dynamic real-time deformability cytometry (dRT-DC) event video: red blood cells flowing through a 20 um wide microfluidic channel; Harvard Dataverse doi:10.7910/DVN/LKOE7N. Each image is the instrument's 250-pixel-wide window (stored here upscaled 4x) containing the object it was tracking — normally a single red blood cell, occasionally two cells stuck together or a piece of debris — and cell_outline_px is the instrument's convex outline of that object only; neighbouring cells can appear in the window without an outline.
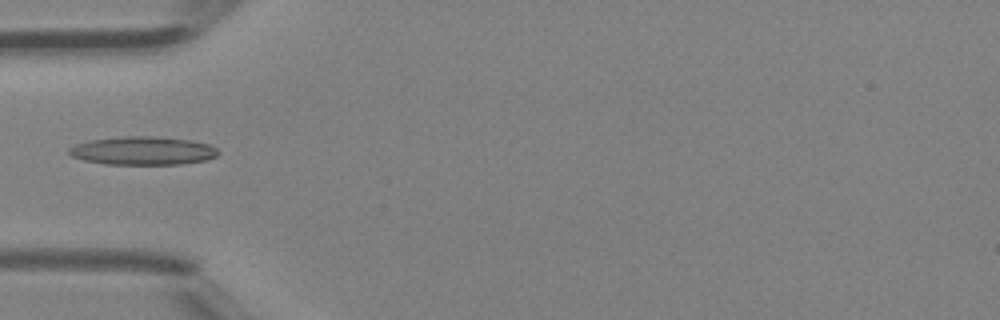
{"species": "Egyptian fruit bat (a non-hibernating species)", "species_latin": "Rousettus aegyptiacus", "temperature_condition": "room temperature", "stored_images_in_passage": 6, "camera_frame_rate_fps": 3000, "um_per_image_px": 0.085, "animal": {"sex": "female"}, "frame": {"image": 1, "passage_image": 5, "time_ms": 1.333, "image_size_px": [1000, 320], "cell_outline_px": [[220, 152], [216, 156], [204, 160], [184, 164], [104, 164], [84, 160], [72, 156], [68, 152], [68, 148], [76, 144], [88, 140], [120, 136], [152, 136], [192, 140], [208, 144], [216, 148]], "centroid_in_image_um": [12.12, 12.8], "position_along_channel_um": 72.9, "area_um2": 24.74}}
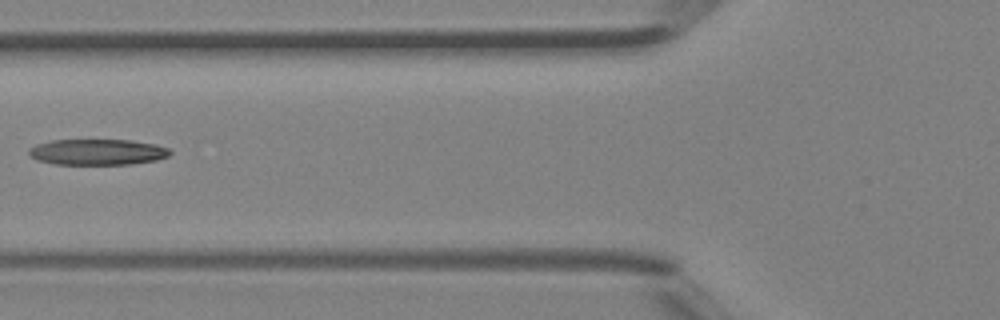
{"frame": {"image": 2, "passage_image": 6, "time_ms": 1.667, "image_size_px": [1000, 320], "cell_outline_px": [[172, 152], [168, 156], [156, 160], [132, 164], [56, 164], [36, 160], [28, 156], [28, 148], [36, 144], [52, 140], [132, 140], [156, 144], [168, 148]], "centroid_in_image_um": [8.26, 12.92], "position_along_channel_um": 117.5, "area_um2": 21.44}}